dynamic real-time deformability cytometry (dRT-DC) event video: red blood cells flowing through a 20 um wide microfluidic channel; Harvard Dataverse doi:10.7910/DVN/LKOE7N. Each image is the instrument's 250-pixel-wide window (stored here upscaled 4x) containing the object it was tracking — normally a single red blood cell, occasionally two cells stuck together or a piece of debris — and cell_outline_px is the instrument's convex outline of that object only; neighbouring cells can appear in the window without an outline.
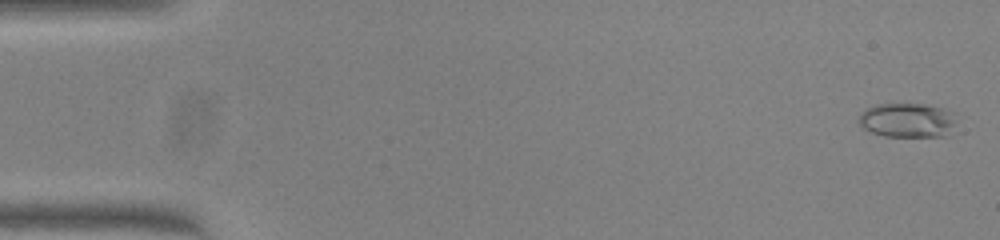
{"species": "common noctule bat (a hibernating species)", "species_latin": "Nyctalus noctula", "temperature_condition": "warm", "stored_images_in_passage": 50, "camera_frame_rate_fps": 3000, "um_per_image_px": 0.085, "animal": {"sex": "female", "body_mass_g": 23.0, "forearm_length_mm": 53.4}, "frame": {"image": 1, "passage_image": 2, "time_ms": 0.333, "image_size_px": [1000, 240], "cell_outline_px": [[956, 112], [948, 136], [884, 136], [872, 132], [864, 128], [856, 120], [860, 112], [876, 104], [924, 104], [944, 108]], "centroid_in_image_um": [77.1, 10.21], "position_along_channel_um": 7.9, "area_um2": 19.59}}
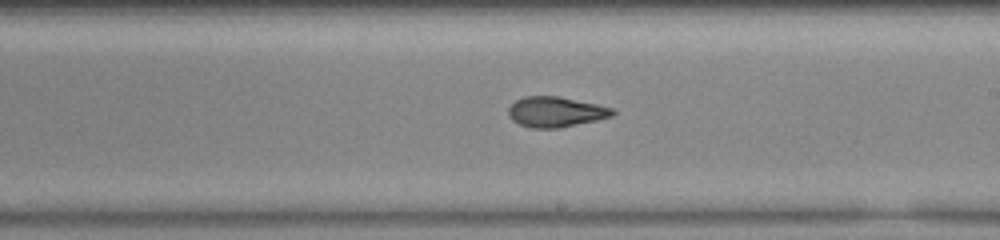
{"frame": {"image": 2, "passage_image": 30, "time_ms": 9.667, "image_size_px": [1000, 240], "cell_outline_px": [[616, 112], [612, 116], [596, 120], [556, 128], [532, 128], [520, 124], [512, 120], [508, 116], [508, 108], [516, 100], [524, 96], [560, 96], [596, 104], [612, 108]], "centroid_in_image_um": [47.21, 9.5], "position_along_channel_um": 241.8, "area_um2": 18.26}}
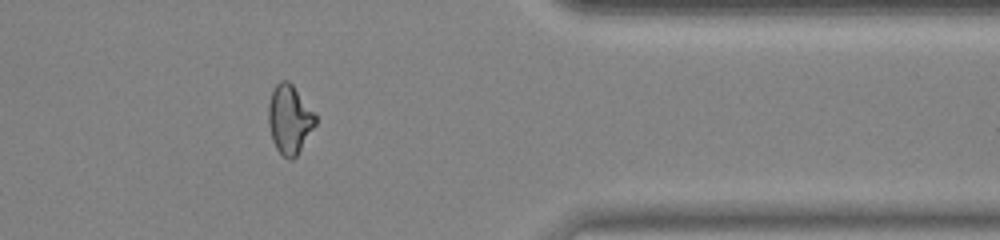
{"frame": {"image": 3, "passage_image": 42, "time_ms": 13.667, "image_size_px": [1000, 240], "cell_outline_px": [[316, 124], [296, 156], [292, 160], [288, 160], [276, 148], [272, 140], [268, 124], [268, 104], [272, 92], [276, 84], [280, 80], [288, 80], [292, 84], [316, 116]], "centroid_in_image_um": [24.58, 10.15], "position_along_channel_um": 386.8, "area_um2": 18.67}, "authors_computed_cell_mechanics": {"area_um2": 19.0162, "velocity_mm_per_s": 4.0666, "shape_relaxation_time_tau1_ms": null, "shape_relaxation_time_tau2_ms": 1.6477, "deformation_change_tau1": null, "deformation_change_tau2": 0.0762}}